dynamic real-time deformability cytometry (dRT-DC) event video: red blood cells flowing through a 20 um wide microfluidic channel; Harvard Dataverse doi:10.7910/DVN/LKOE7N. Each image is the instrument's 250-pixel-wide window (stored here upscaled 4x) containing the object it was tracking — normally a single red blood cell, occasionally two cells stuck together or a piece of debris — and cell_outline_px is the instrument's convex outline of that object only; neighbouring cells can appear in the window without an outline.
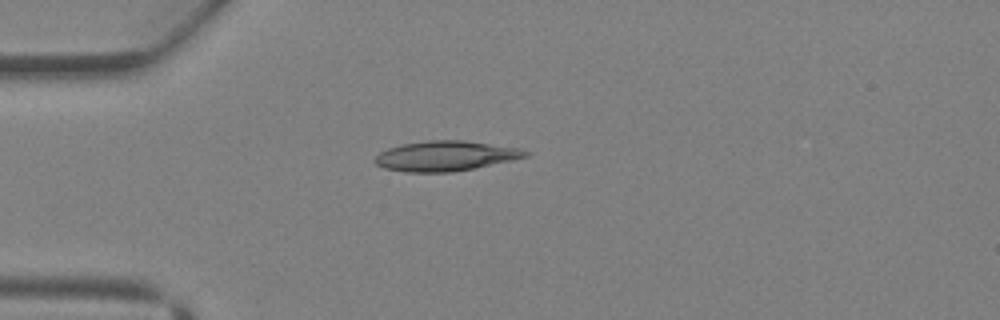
{"species": "Egyptian fruit bat (a non-hibernating species)", "species_latin": "Rousettus aegyptiacus", "temperature_condition": "warm", "stored_images_in_passage": 2, "camera_frame_rate_fps": 3000, "um_per_image_px": 0.085, "animal": {"sex": "female"}, "frame": {"image": 1, "passage_image": 2, "time_ms": 0.333, "image_size_px": [1000, 320], "cell_outline_px": [[528, 156], [512, 160], [452, 172], [404, 172], [384, 168], [376, 164], [372, 160], [380, 152], [388, 148], [404, 144], [428, 140], [464, 140], [520, 148], [528, 152]], "centroid_in_image_um": [37.84, 13.25], "position_along_channel_um": 47.2, "area_um2": 26.18}}